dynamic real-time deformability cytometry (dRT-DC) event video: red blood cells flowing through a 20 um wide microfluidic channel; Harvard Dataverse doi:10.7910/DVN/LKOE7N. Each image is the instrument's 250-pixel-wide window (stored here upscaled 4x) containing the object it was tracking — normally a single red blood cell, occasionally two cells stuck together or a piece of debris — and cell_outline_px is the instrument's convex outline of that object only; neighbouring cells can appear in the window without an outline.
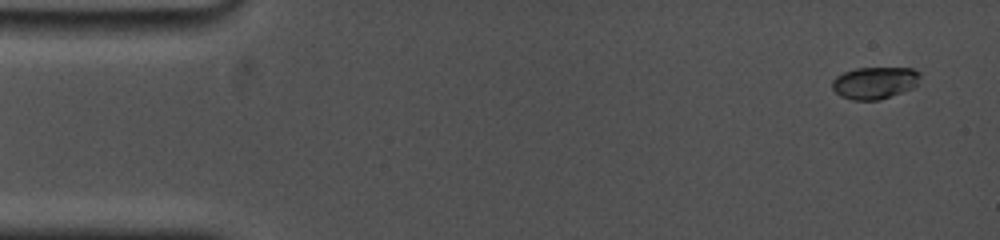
{"species": "common noctule bat (a hibernating species)", "species_latin": "Nyctalus noctula", "temperature_condition": "cold", "stored_images_in_passage": 15, "camera_frame_rate_fps": 5000, "um_per_image_px": 0.085, "animal": {"sex": "female", "body_mass_g": 19.0, "forearm_length_mm": 53.3}, "frame": {"image": 1, "passage_image": 2, "time_ms": 0.4, "image_size_px": [1000, 240], "cell_outline_px": [[920, 76], [916, 84], [912, 88], [880, 100], [852, 100], [840, 96], [832, 88], [832, 80], [836, 76], [844, 72], [856, 68], [912, 68], [920, 72]], "centroid_in_image_um": [74.33, 7.04], "position_along_channel_um": 10.7, "area_um2": 16.42}}
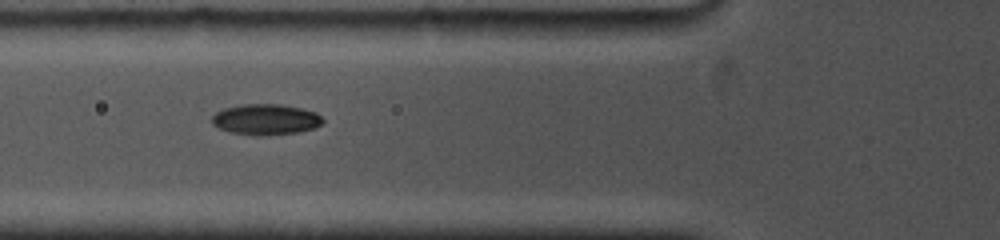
{"frame": {"image": 2, "passage_image": 13, "time_ms": 6.0, "image_size_px": [1000, 240], "cell_outline_px": [[324, 120], [320, 124], [312, 128], [300, 132], [264, 136], [260, 136], [232, 132], [220, 128], [212, 124], [212, 116], [216, 112], [224, 108], [240, 104], [280, 104], [300, 108], [316, 112]], "centroid_in_image_um": [22.58, 10.15], "position_along_channel_um": 103.2, "area_um2": 19.83}}
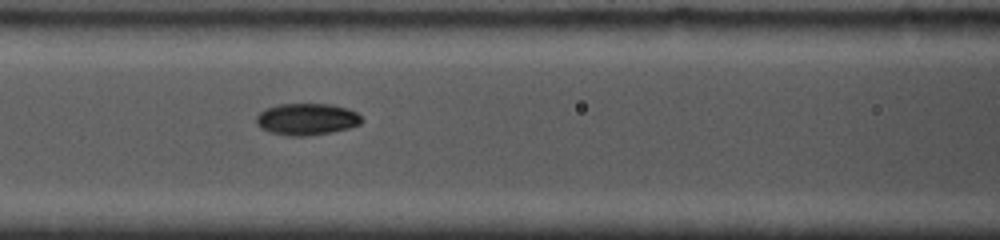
{"frame": {"image": 3, "passage_image": 15, "time_ms": 7.0, "image_size_px": [1000, 240], "cell_outline_px": [[364, 120], [360, 124], [348, 128], [332, 132], [308, 136], [288, 136], [268, 132], [260, 128], [256, 124], [256, 116], [264, 108], [280, 104], [332, 104], [348, 108], [356, 112]], "centroid_in_image_um": [26.05, 10.13], "position_along_channel_um": 140.5, "area_um2": 19.77}}